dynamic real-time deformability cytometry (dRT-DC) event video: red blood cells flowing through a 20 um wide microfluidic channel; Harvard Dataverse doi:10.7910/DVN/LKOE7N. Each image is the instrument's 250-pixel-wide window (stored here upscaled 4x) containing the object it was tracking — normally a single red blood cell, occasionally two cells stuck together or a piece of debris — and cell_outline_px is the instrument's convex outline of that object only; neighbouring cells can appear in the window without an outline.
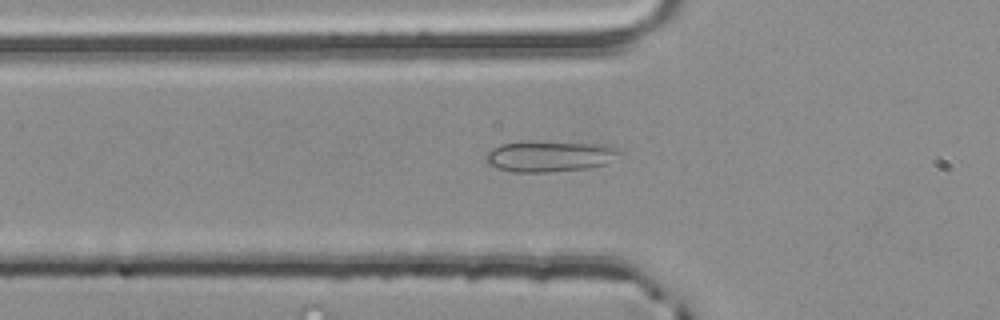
{"species": "common noctule bat (a hibernating species)", "species_latin": "Nyctalus noctula", "temperature_condition": "room temperature", "stored_images_in_passage": 38, "camera_frame_rate_fps": 3000, "um_per_image_px": 0.085, "animal": {"sex": "male", "body_mass_g": 20.4}, "frame": {"image": 1, "passage_image": 7, "time_ms": 2.0, "image_size_px": [1000, 320], "cell_outline_px": [[624, 152], [604, 164], [588, 168], [548, 172], [512, 172], [496, 168], [488, 164], [484, 160], [484, 156], [492, 148], [500, 144], [592, 144], [616, 148]], "centroid_in_image_um": [46.66, 13.34], "position_along_channel_um": 79.1, "area_um2": 22.89}}
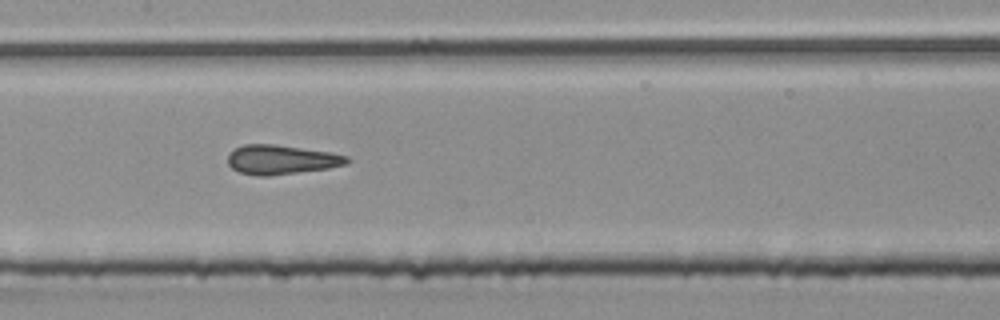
{"frame": {"image": 2, "passage_image": 15, "time_ms": 4.667, "image_size_px": [1000, 320], "cell_outline_px": [[352, 160], [348, 164], [328, 168], [268, 176], [256, 176], [240, 172], [232, 168], [228, 164], [228, 152], [244, 144], [272, 144], [328, 152], [348, 156]], "centroid_in_image_um": [23.9, 13.57], "position_along_channel_um": 183.5, "area_um2": 20.29}}
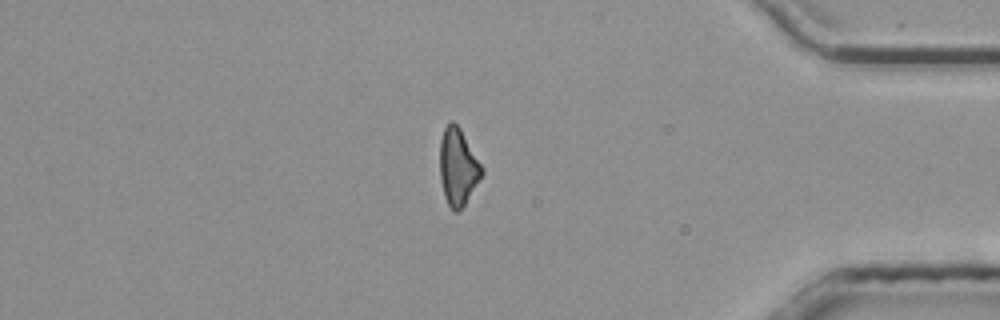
{"frame": {"image": 3, "passage_image": 34, "time_ms": 11.0, "image_size_px": [1000, 320], "cell_outline_px": [[484, 172], [464, 204], [456, 212], [452, 212], [444, 196], [440, 180], [440, 140], [444, 128], [452, 120], [460, 128], [484, 168]], "centroid_in_image_um": [38.92, 14.18], "position_along_channel_um": 396.3, "area_um2": 18.67}, "authors_computed_cell_mechanics": {"area_um2": 19.9121, "velocity_mm_per_s": 3.876, "shape_relaxation_time_tau1_ms": null, "shape_relaxation_time_tau2_ms": 1.9939, "deformation_change_tau1": null, "deformation_change_tau2": 0.1033}}